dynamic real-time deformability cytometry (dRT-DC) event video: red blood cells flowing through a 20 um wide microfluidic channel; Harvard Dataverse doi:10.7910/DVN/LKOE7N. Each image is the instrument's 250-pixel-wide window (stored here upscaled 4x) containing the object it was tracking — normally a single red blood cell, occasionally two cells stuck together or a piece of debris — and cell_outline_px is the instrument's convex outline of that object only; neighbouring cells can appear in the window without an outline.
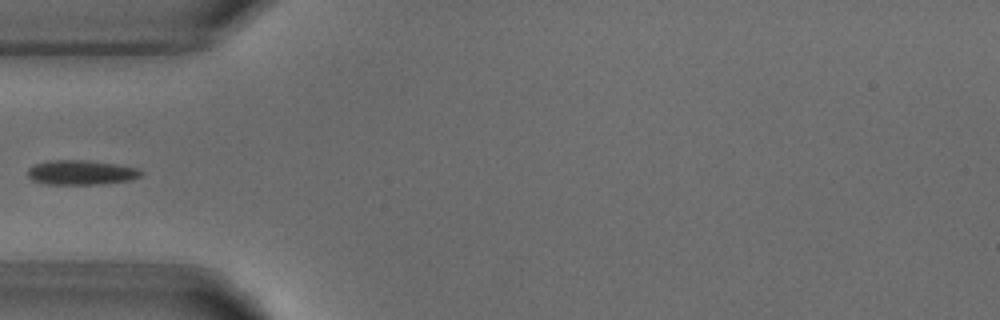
{"species": "common noctule bat (a hibernating species)", "species_latin": "Nyctalus noctula", "temperature_condition": "warm", "stored_images_in_passage": 5, "camera_frame_rate_fps": 3000, "um_per_image_px": 0.085, "animal": {"sex": "male", "body_mass_g": 18.8}, "frame": {"image": 1, "passage_image": 5, "time_ms": 4.667, "image_size_px": [1000, 320], "cell_outline_px": [[144, 172], [140, 176], [132, 180], [100, 184], [48, 184], [32, 180], [28, 176], [28, 168], [36, 164], [48, 160], [88, 160], [116, 164], [136, 168]], "centroid_in_image_um": [6.9, 14.66], "position_along_channel_um": 78.1, "area_um2": 16.24}}